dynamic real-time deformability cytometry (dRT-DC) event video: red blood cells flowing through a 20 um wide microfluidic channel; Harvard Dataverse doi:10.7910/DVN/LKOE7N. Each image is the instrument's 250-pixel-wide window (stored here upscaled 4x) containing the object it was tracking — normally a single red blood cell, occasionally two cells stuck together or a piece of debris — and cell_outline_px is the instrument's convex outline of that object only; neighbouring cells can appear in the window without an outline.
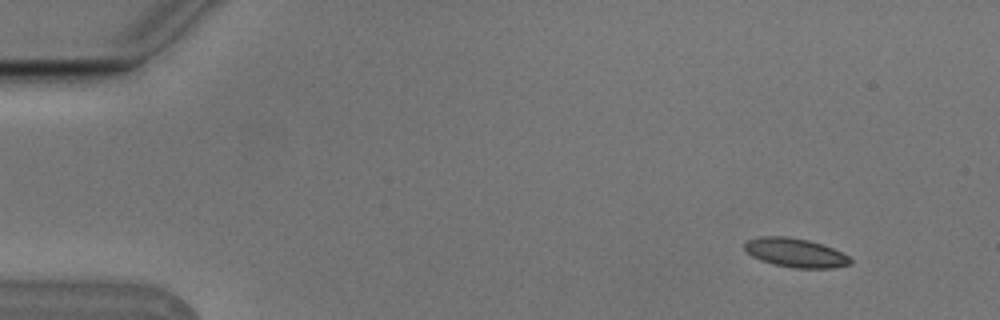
{"species": "Egyptian fruit bat (a non-hibernating species)", "species_latin": "Rousettus aegyptiacus", "temperature_condition": "cold", "stored_images_in_passage": 5, "camera_frame_rate_fps": 3000, "um_per_image_px": 0.085, "animal": {"sex": "male"}, "frame": {"image": 1, "passage_image": 2, "time_ms": 0.333, "image_size_px": [1000, 320], "cell_outline_px": [[852, 264], [832, 268], [792, 268], [772, 264], [760, 260], [752, 256], [744, 248], [744, 244], [748, 240], [760, 236], [788, 236], [808, 240], [832, 248], [848, 256], [852, 260]], "centroid_in_image_um": [67.6, 21.49], "position_along_channel_um": 17.4, "area_um2": 17.86}}
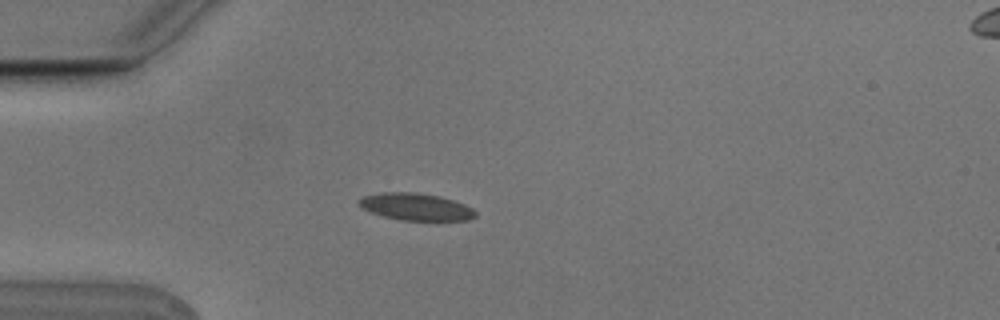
{"frame": {"image": 2, "passage_image": 5, "time_ms": 1.333, "image_size_px": [1000, 320], "cell_outline_px": [[476, 216], [468, 220], [400, 220], [368, 212], [360, 208], [360, 200], [364, 196], [384, 192], [412, 192], [440, 196], [464, 204], [472, 208], [476, 212]], "centroid_in_image_um": [35.34, 17.58], "position_along_channel_um": 49.7, "area_um2": 18.26}}